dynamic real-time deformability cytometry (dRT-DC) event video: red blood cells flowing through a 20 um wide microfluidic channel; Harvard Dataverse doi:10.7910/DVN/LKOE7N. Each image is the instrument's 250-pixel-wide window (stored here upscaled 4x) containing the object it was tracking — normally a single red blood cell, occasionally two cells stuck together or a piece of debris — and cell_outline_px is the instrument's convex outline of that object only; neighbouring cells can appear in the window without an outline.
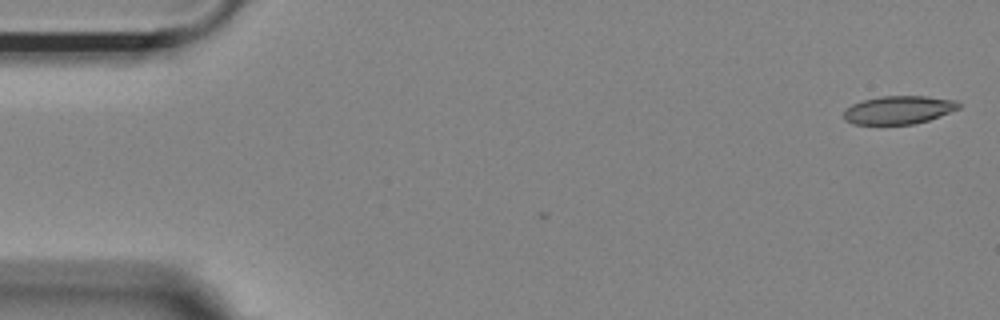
{"species": "Egyptian fruit bat (a non-hibernating species)", "species_latin": "Rousettus aegyptiacus", "temperature_condition": "room temperature", "stored_images_in_passage": 4, "camera_frame_rate_fps": 3000, "um_per_image_px": 0.085, "animal": {"sex": "female"}, "frame": {"image": 1, "passage_image": 1, "time_ms": 0.0, "image_size_px": [1000, 320], "cell_outline_px": [[960, 108], [928, 120], [912, 124], [852, 124], [844, 120], [844, 108], [852, 104], [864, 100], [880, 96], [924, 96], [956, 100], [960, 104]], "centroid_in_image_um": [76.35, 9.34], "position_along_channel_um": 8.6, "area_um2": 18.84}}